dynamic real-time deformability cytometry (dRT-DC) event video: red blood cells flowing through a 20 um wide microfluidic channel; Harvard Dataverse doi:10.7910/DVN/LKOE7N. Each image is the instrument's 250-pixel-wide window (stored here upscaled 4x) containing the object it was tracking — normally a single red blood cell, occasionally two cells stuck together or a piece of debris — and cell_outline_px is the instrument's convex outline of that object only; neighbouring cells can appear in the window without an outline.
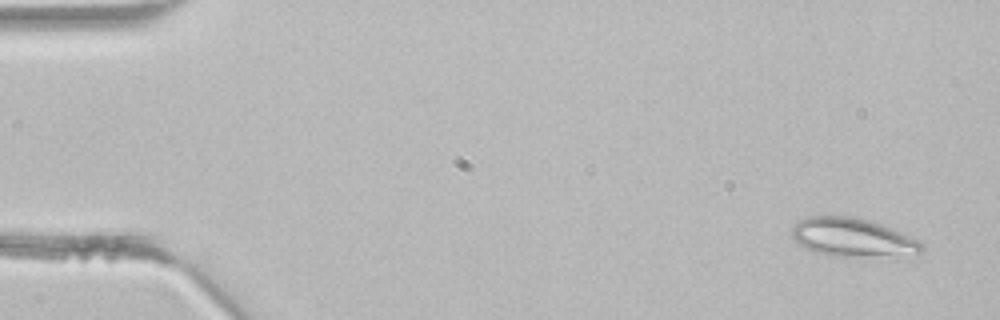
{"species": "common noctule bat (a hibernating species)", "species_latin": "Nyctalus noctula", "temperature_condition": "room temperature", "stored_images_in_passage": 4, "camera_frame_rate_fps": 3000, "um_per_image_px": 0.085, "animal": {"sex": "male", "body_mass_g": 21.5, "forearm_length_mm": 52.0}, "frame": {"image": 1, "passage_image": 1, "time_ms": 0.0, "image_size_px": [1000, 320], "cell_outline_px": [[924, 248], [920, 252], [860, 256], [832, 256], [816, 252], [800, 244], [792, 236], [792, 228], [800, 220], [808, 216], [848, 216], [868, 220], [880, 224], [920, 240], [924, 244]], "centroid_in_image_um": [72.43, 20.16], "position_along_channel_um": 12.6, "area_um2": 28.26}}